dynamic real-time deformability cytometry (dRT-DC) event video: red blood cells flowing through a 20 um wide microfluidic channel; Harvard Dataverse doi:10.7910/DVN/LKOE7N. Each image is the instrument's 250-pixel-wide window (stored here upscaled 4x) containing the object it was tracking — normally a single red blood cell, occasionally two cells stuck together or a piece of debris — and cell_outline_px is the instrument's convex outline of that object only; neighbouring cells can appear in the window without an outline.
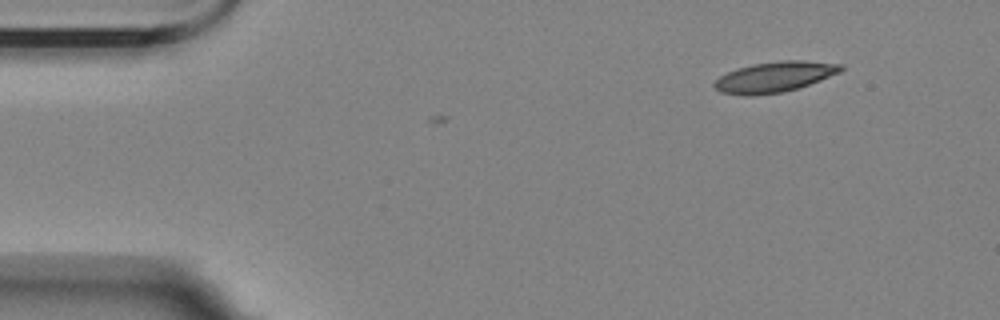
{"species": "Egyptian fruit bat (a non-hibernating species)", "species_latin": "Rousettus aegyptiacus", "temperature_condition": "room temperature", "stored_images_in_passage": 2, "camera_frame_rate_fps": 3000, "um_per_image_px": 0.085, "animal": {"sex": "female"}, "frame": {"image": 1, "passage_image": 2, "time_ms": 1.333, "image_size_px": [1000, 320], "cell_outline_px": [[844, 68], [840, 72], [820, 80], [796, 88], [780, 92], [752, 96], [744, 96], [720, 92], [712, 84], [720, 76], [736, 68], [752, 64], [780, 60], [804, 60], [844, 64]], "centroid_in_image_um": [65.82, 6.52], "position_along_channel_um": 19.2, "area_um2": 22.48}}